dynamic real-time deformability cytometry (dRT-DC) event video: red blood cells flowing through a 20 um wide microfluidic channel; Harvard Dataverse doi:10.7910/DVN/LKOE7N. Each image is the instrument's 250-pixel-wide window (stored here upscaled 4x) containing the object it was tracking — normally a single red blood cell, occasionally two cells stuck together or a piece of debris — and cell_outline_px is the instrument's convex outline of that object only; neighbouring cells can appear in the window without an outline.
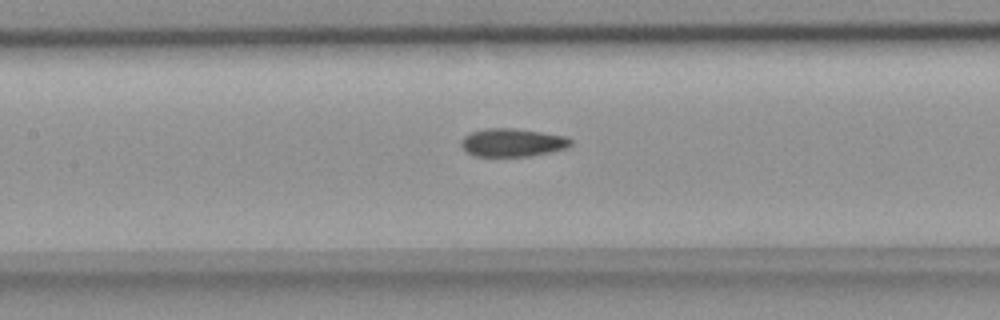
{"species": "common noctule bat (a hibernating species)", "species_latin": "Nyctalus noctula", "temperature_condition": "room temperature", "stored_images_in_passage": 34, "camera_frame_rate_fps": 3000, "um_per_image_px": 0.085, "animal": {"sex": "female", "body_mass_g": 18.4}, "frame": {"image": 1, "passage_image": 16, "time_ms": 5.0, "image_size_px": [1000, 320], "cell_outline_px": [[572, 144], [568, 148], [528, 156], [476, 156], [468, 152], [460, 144], [460, 140], [464, 136], [472, 132], [488, 128], [516, 128], [568, 136], [572, 140]], "centroid_in_image_um": [43.59, 12.1], "position_along_channel_um": 163.8, "area_um2": 17.98}}
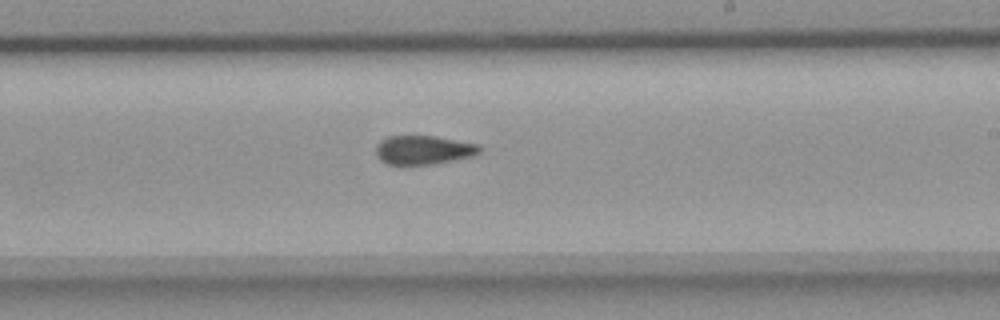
{"frame": {"image": 2, "passage_image": 23, "time_ms": 7.333, "image_size_px": [1000, 320], "cell_outline_px": [[484, 148], [480, 152], [472, 156], [432, 164], [388, 164], [380, 160], [376, 156], [376, 144], [380, 140], [388, 136], [436, 136], [480, 144]], "centroid_in_image_um": [36.01, 12.73], "position_along_channel_um": 253.0, "area_um2": 17.57}}
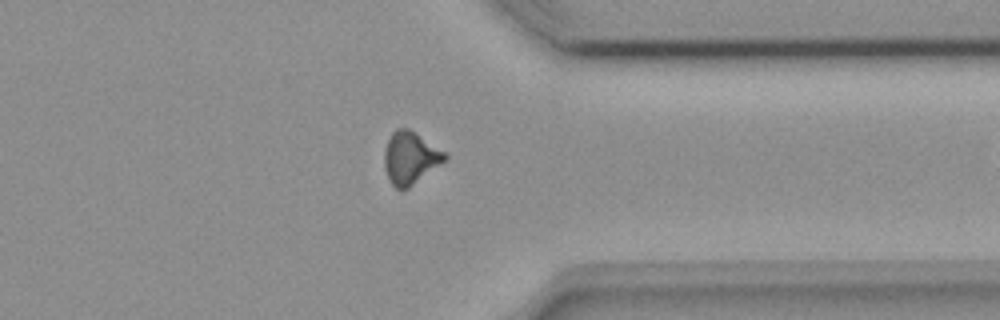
{"frame": {"image": 3, "passage_image": 33, "time_ms": 10.667, "image_size_px": [1000, 320], "cell_outline_px": [[448, 156], [444, 160], [408, 188], [400, 192], [392, 184], [388, 176], [384, 164], [384, 152], [388, 140], [392, 132], [396, 128], [408, 128], [448, 152]], "centroid_in_image_um": [34.87, 13.4], "position_along_channel_um": 376.5, "area_um2": 18.32}}